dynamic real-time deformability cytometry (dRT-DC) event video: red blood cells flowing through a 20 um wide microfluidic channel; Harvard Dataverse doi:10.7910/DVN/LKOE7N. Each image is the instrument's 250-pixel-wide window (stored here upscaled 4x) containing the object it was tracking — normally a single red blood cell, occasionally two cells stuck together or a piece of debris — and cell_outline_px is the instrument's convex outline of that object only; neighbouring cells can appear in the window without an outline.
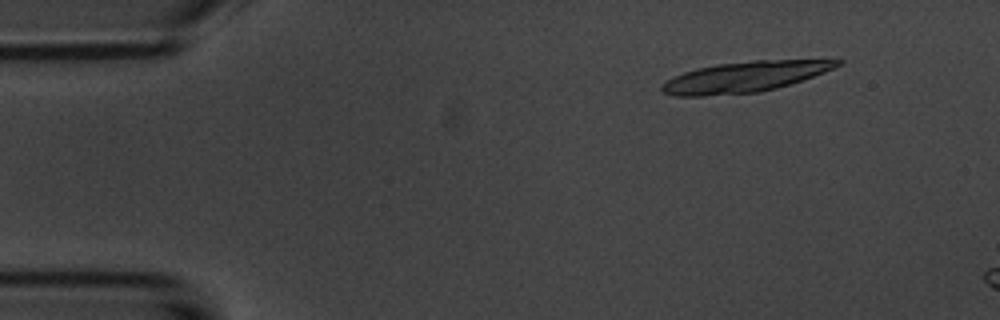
{"species": "common noctule bat (a hibernating species)", "species_latin": "Nyctalus noctula", "temperature_condition": "room temperature", "stored_images_in_passage": 11, "camera_frame_rate_fps": 3000, "um_per_image_px": 0.085, "animal": {"sex": "male", "body_mass_g": 20.1, "forearm_length_mm": 53.5}, "frame": {"image": 1, "passage_image": 5, "time_ms": 1.333, "image_size_px": [1000, 320], "cell_outline_px": [[844, 60], [840, 64], [824, 72], [776, 88], [760, 92], [704, 96], [676, 96], [660, 92], [660, 84], [684, 72], [696, 68], [716, 64], [752, 60]], "centroid_in_image_um": [63.21, 6.54], "position_along_channel_um": 21.8, "area_um2": 30.98}}